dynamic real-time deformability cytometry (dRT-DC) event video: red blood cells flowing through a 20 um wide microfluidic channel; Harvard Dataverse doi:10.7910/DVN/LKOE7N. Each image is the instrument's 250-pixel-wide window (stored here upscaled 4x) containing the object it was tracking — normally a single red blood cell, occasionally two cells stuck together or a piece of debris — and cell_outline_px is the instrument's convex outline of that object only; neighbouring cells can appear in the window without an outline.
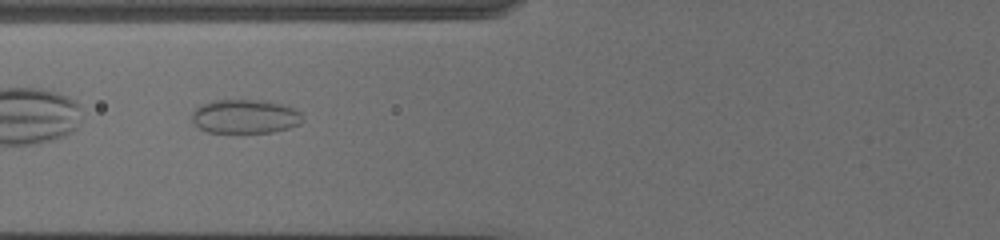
{"species": "common noctule bat (a hibernating species)", "species_latin": "Nyctalus noctula", "temperature_condition": "cold", "stored_images_in_passage": 9, "camera_frame_rate_fps": 3000, "um_per_image_px": 0.085, "animal": {"sex": "female", "body_mass_g": 19.5, "forearm_length_mm": 54.1}, "frame": {"image": 1, "passage_image": 7, "time_ms": 2.0, "image_size_px": [1000, 240], "cell_outline_px": [[304, 120], [300, 124], [288, 128], [272, 132], [208, 132], [200, 128], [192, 120], [192, 112], [200, 104], [212, 100], [264, 100], [280, 104], [292, 108], [300, 112]], "centroid_in_image_um": [20.82, 9.89], "position_along_channel_um": 105.0, "area_um2": 21.85}}